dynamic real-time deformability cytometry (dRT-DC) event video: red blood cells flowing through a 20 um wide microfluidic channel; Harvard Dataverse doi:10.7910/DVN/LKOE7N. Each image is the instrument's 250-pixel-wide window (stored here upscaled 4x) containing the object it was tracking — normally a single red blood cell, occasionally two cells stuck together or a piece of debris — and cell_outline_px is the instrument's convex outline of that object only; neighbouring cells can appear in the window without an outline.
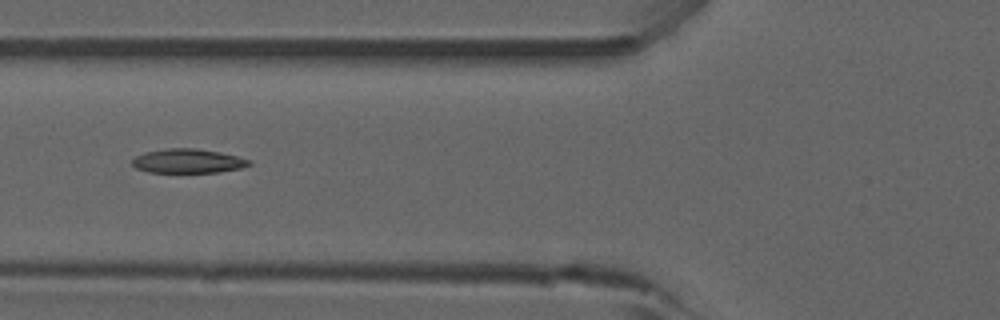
{"species": "common noctule bat (a hibernating species)", "species_latin": "Nyctalus noctula", "temperature_condition": "room temperature", "stored_images_in_passage": 47, "camera_frame_rate_fps": 3000, "um_per_image_px": 0.085, "animal": {"sex": "male", "forearm_length_mm": 52.5}, "frame": {"image": 1, "passage_image": 20, "time_ms": 6.333, "image_size_px": [1000, 320], "cell_outline_px": [[252, 164], [240, 168], [220, 172], [148, 172], [136, 168], [132, 164], [132, 160], [136, 156], [144, 152], [164, 148], [196, 148], [220, 152], [252, 160]], "centroid_in_image_um": [15.97, 13.68], "position_along_channel_um": 109.8, "area_um2": 16.53}, "authors_computed_cell_mechanics": {"area_um2": 16.9354, "velocity_mm_per_s": 3.917, "shape_relaxation_time_tau1_ms": null, "shape_relaxation_time_tau2_ms": 3.568, "deformation_change_tau1": null, "deformation_change_tau2": 0.1011}}